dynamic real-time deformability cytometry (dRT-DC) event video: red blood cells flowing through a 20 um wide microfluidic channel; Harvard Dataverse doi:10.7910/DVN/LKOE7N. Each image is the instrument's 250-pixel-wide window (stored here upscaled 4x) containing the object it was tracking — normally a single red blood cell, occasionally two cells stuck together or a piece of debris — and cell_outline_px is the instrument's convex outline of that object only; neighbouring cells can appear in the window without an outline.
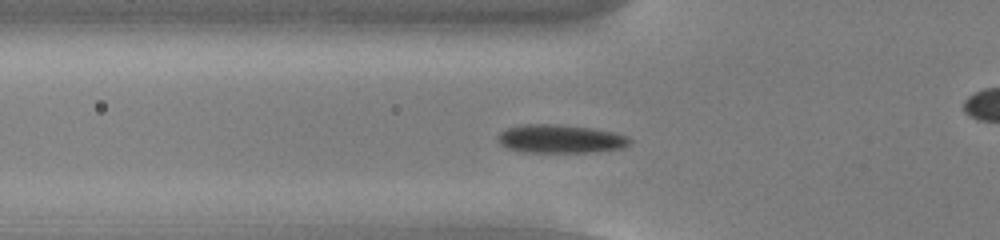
{"species": "common noctule bat (a hibernating species)", "species_latin": "Nyctalus noctula", "temperature_condition": "cold", "stored_images_in_passage": 52, "camera_frame_rate_fps": 3000, "um_per_image_px": 0.085, "animal": {"sex": "male", "body_mass_g": 13.0, "forearm_length_mm": 53.1}, "frame": {"image": 1, "passage_image": 16, "time_ms": 5.0, "image_size_px": [1000, 240], "cell_outline_px": [[632, 140], [624, 148], [588, 152], [520, 152], [508, 148], [500, 144], [496, 136], [504, 128], [524, 124], [552, 124], [596, 128], [616, 132], [628, 136]], "centroid_in_image_um": [47.62, 11.79], "position_along_channel_um": 78.2, "area_um2": 22.14}}
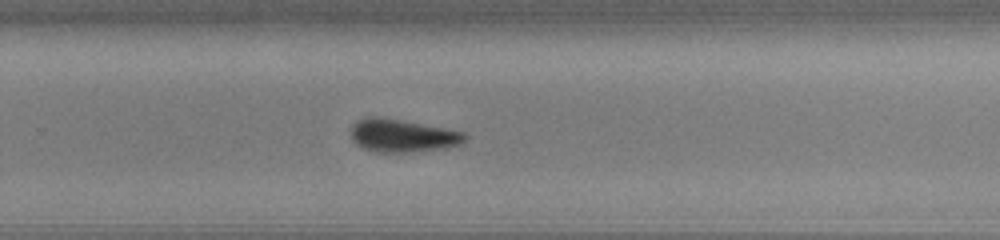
{"frame": {"image": 2, "passage_image": 33, "time_ms": 10.667, "image_size_px": [1000, 240], "cell_outline_px": [[468, 136], [460, 144], [444, 148], [408, 152], [372, 152], [356, 144], [352, 140], [352, 124], [356, 120], [368, 116], [372, 116], [400, 120], [444, 128], [464, 132]], "centroid_in_image_um": [34.17, 11.53], "position_along_channel_um": 295.6, "area_um2": 21.68}}
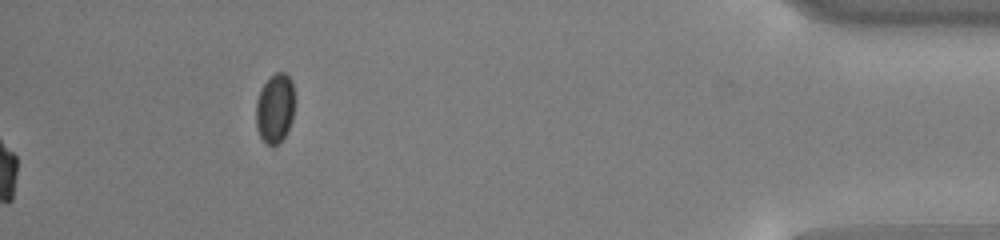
{"frame": {"image": 3, "passage_image": 52, "time_ms": 17.0, "image_size_px": [1000, 240], "cell_outline_px": [[292, 120], [284, 136], [276, 144], [264, 144], [260, 136], [256, 124], [256, 100], [264, 84], [276, 72], [284, 72], [292, 80]], "centroid_in_image_um": [23.34, 9.21], "position_along_channel_um": 411.9, "area_um2": 15.14}, "authors_computed_cell_mechanics": {"area_um2": 21.0392, "velocity_mm_per_s": 3.8344, "shape_relaxation_time_tau1_ms": 2.3362, "shape_relaxation_time_tau2_ms": null, "deformation_change_tau1": 0.0944, "deformation_change_tau2": null}}